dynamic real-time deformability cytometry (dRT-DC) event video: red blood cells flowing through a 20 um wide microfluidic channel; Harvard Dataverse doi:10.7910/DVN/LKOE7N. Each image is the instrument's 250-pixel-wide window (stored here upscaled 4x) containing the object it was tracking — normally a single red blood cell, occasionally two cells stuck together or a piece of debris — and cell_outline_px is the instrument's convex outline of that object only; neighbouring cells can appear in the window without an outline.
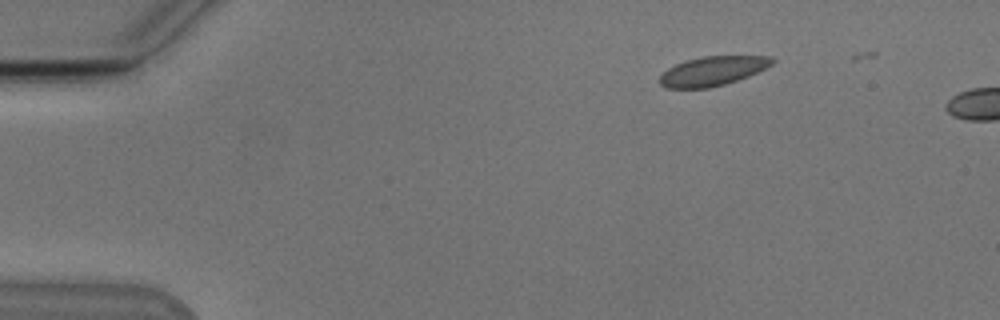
{"species": "Egyptian fruit bat (a non-hibernating species)", "species_latin": "Rousettus aegyptiacus", "temperature_condition": "cold", "stored_images_in_passage": 6, "camera_frame_rate_fps": 3000, "um_per_image_px": 0.085, "animal": {"sex": "male"}, "frame": {"image": 1, "passage_image": 3, "time_ms": 0.667, "image_size_px": [1000, 320], "cell_outline_px": [[776, 60], [772, 64], [748, 76], [724, 84], [708, 88], [668, 88], [660, 84], [660, 76], [668, 68], [684, 60], [704, 56], [772, 56]], "centroid_in_image_um": [60.57, 6.03], "position_along_channel_um": 24.4, "area_um2": 19.02}}